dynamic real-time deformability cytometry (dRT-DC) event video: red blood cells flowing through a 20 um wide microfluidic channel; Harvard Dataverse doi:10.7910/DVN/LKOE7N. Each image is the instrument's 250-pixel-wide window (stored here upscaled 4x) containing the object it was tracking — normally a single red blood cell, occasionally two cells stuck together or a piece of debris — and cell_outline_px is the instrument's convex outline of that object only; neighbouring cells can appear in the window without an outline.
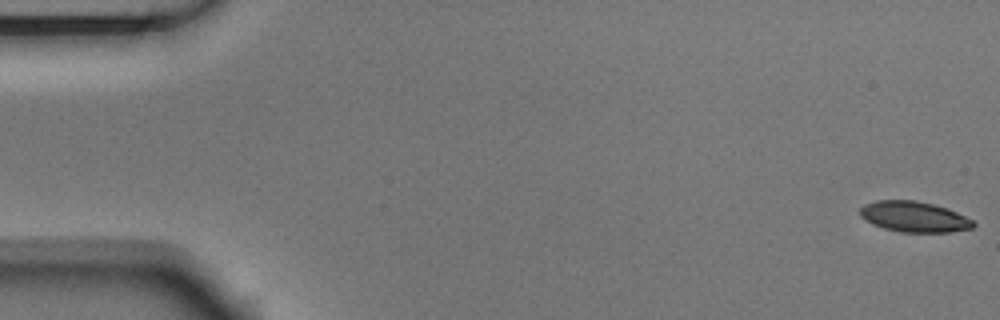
{"species": "Egyptian fruit bat (a non-hibernating species)", "species_latin": "Rousettus aegyptiacus", "temperature_condition": "room temperature", "stored_images_in_passage": 55, "camera_frame_rate_fps": 3000, "um_per_image_px": 0.085, "animal": {"sex": "male"}, "frame": {"image": 1, "passage_image": 1, "time_ms": 0.0, "image_size_px": [1000, 320], "cell_outline_px": [[976, 224], [972, 228], [948, 232], [900, 232], [884, 228], [872, 224], [864, 220], [860, 216], [860, 208], [864, 204], [876, 200], [916, 200], [948, 208], [972, 220]], "centroid_in_image_um": [77.66, 18.42], "position_along_channel_um": 7.3, "area_um2": 20.23}}
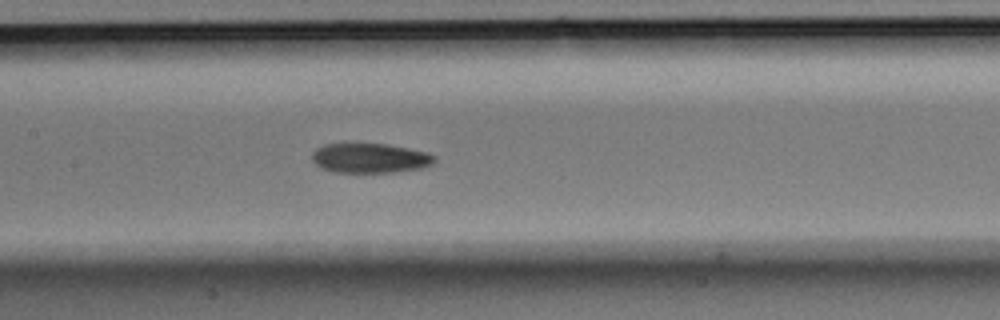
{"frame": {"image": 2, "passage_image": 26, "time_ms": 8.333, "image_size_px": [1000, 320], "cell_outline_px": [[436, 160], [432, 164], [420, 168], [392, 172], [332, 172], [320, 168], [312, 160], [312, 152], [316, 148], [324, 144], [344, 140], [352, 140], [388, 144], [428, 152], [436, 156]], "centroid_in_image_um": [31.37, 13.37], "position_along_channel_um": 176.0, "area_um2": 22.25}}
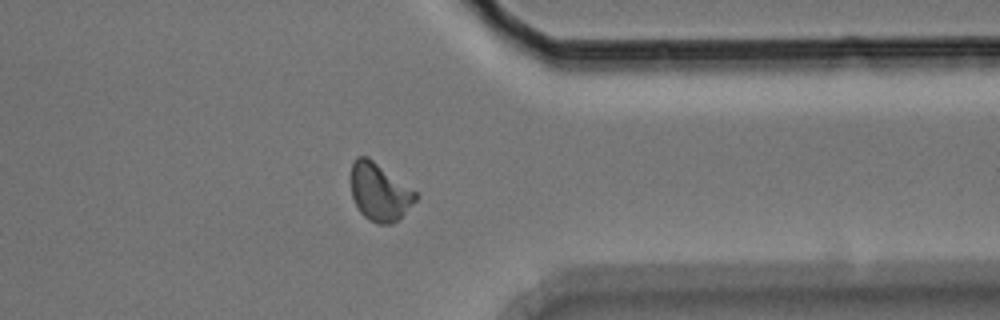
{"frame": {"image": 3, "passage_image": 43, "time_ms": 14.0, "image_size_px": [1000, 320], "cell_outline_px": [[420, 196], [392, 224], [376, 224], [368, 220], [360, 212], [352, 196], [352, 164], [356, 156], [368, 156], [416, 192]], "centroid_in_image_um": [32.25, 16.32], "position_along_channel_um": 379.2, "area_um2": 21.39}, "authors_computed_cell_mechanics": {"area_um2": 21.2704, "velocity_mm_per_s": 3.7066, "shape_relaxation_time_tau1_ms": 3.8244, "shape_relaxation_time_tau2_ms": 2.3091, "deformation_change_tau1": 0.1267, "deformation_change_tau2": 0.0741}}